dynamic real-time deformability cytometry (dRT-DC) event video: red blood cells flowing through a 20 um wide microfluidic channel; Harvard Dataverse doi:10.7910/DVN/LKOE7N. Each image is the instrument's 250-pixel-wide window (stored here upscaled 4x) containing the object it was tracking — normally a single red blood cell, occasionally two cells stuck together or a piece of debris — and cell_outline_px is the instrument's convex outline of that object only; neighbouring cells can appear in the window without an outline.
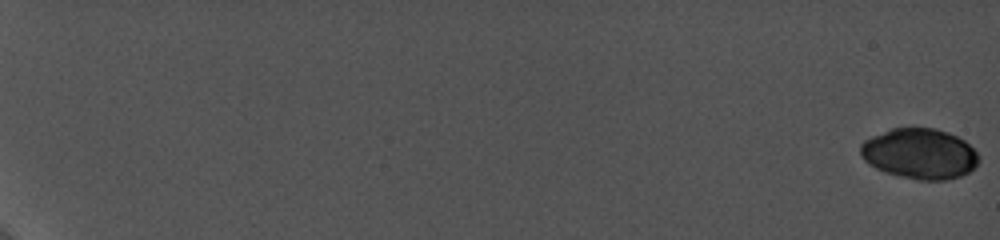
{"species": "common noctule bat (a hibernating species)", "species_latin": "Nyctalus noctula", "temperature_condition": "cold", "stored_images_in_passage": 15, "camera_frame_rate_fps": 5000, "um_per_image_px": 0.085, "animal": {"sex": "female", "body_mass_g": 19.0, "forearm_length_mm": 56.7}, "frame": {"image": 1, "passage_image": 1, "time_ms": 0.0, "image_size_px": [1000, 240], "cell_outline_px": [[980, 160], [968, 172], [960, 176], [944, 180], [920, 180], [900, 176], [884, 172], [868, 164], [864, 160], [860, 152], [860, 144], [864, 140], [872, 136], [892, 128], [936, 128], [948, 132], [964, 140], [976, 152]], "centroid_in_image_um": [78.14, 13.06], "position_along_channel_um": 6.9, "area_um2": 34.68}}